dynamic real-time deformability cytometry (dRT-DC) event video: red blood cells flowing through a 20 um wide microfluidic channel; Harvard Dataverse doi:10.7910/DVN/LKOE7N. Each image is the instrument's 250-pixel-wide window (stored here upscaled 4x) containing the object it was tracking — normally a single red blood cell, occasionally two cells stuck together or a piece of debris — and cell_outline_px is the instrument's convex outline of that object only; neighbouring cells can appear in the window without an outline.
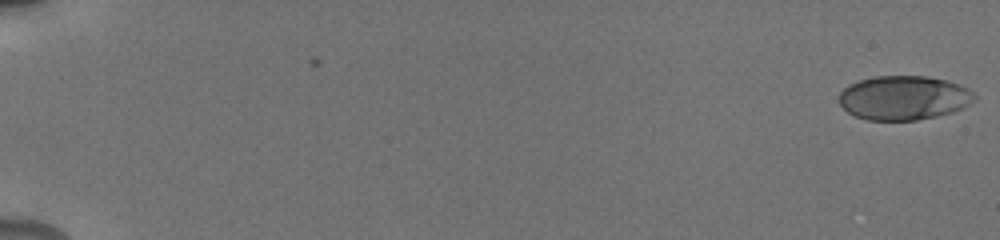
{"species": "human", "species_latin": "Homo sapiens", "temperature_condition": "cold", "stored_images_in_passage": 28, "camera_frame_rate_fps": 3000, "um_per_image_px": 0.085, "donor": {"sex": "male"}, "frame": {"image": 1, "passage_image": 1, "time_ms": 0.0, "image_size_px": [1000, 240], "cell_outline_px": [[976, 100], [952, 112], [936, 116], [916, 120], [868, 120], [856, 116], [848, 112], [840, 104], [840, 92], [848, 84], [872, 76], [928, 76], [948, 80], [960, 84], [968, 88], [976, 96]], "centroid_in_image_um": [76.83, 8.3], "position_along_channel_um": 8.2, "area_um2": 34.91}}
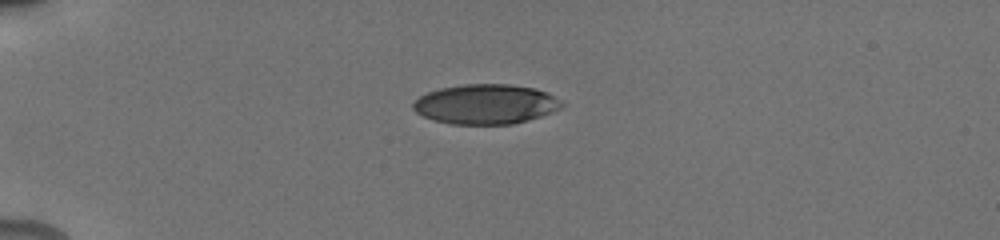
{"frame": {"image": 2, "passage_image": 18, "time_ms": 5.0, "image_size_px": [1000, 240], "cell_outline_px": [[564, 104], [560, 108], [552, 112], [528, 120], [512, 124], [452, 124], [432, 120], [416, 112], [412, 108], [412, 104], [420, 96], [428, 92], [440, 88], [464, 84], [508, 84], [536, 88], [560, 100]], "centroid_in_image_um": [41.26, 8.85], "position_along_channel_um": 43.7, "area_um2": 34.33}}
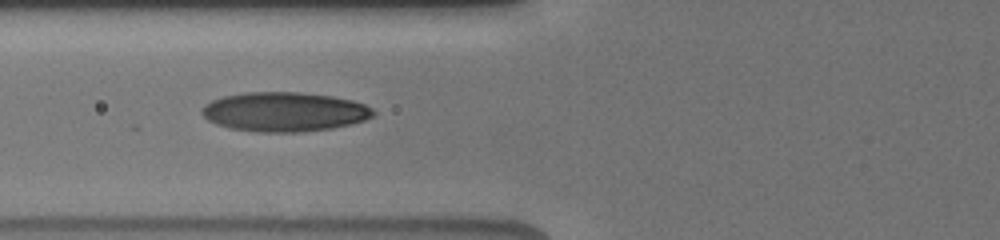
{"frame": {"image": 3, "passage_image": 27, "time_ms": 7.667, "image_size_px": [1000, 240], "cell_outline_px": [[376, 112], [372, 116], [364, 120], [352, 124], [332, 128], [300, 132], [256, 132], [228, 128], [216, 124], [208, 120], [200, 112], [204, 104], [212, 100], [224, 96], [244, 92], [300, 92], [332, 96], [352, 100], [364, 104], [372, 108]], "centroid_in_image_um": [24.16, 9.5], "position_along_channel_um": 101.6, "area_um2": 39.54}}